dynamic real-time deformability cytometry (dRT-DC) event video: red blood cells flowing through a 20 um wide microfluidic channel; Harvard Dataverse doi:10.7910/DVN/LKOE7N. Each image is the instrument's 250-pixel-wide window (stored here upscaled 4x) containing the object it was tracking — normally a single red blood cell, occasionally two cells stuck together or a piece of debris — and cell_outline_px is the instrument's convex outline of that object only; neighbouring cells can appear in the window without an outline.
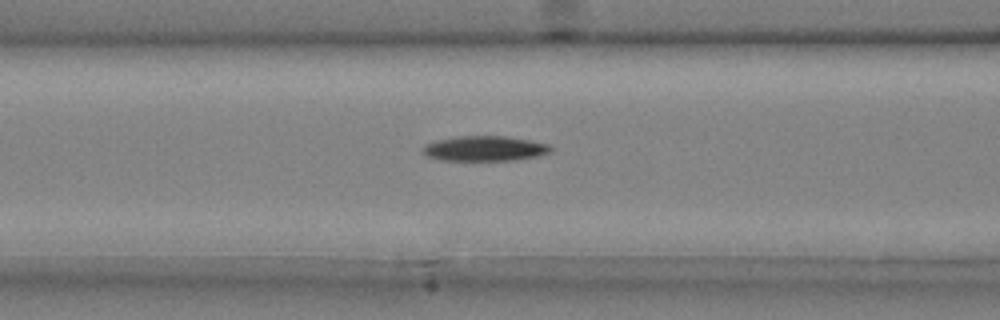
{"species": "common noctule bat (a hibernating species)", "species_latin": "Nyctalus noctula", "temperature_condition": "cold", "stored_images_in_passage": 47, "camera_frame_rate_fps": 3000, "um_per_image_px": 0.085, "animal": {"sex": "male", "body_mass_g": 20.4}, "frame": {"image": 1, "passage_image": 20, "time_ms": 6.333, "image_size_px": [1000, 320], "cell_outline_px": [[556, 148], [552, 152], [536, 156], [516, 160], [440, 160], [428, 156], [420, 152], [420, 148], [424, 144], [436, 140], [460, 136], [504, 136], [528, 140], [548, 144]], "centroid_in_image_um": [41.18, 12.62], "position_along_channel_um": 125.4, "area_um2": 18.84}}
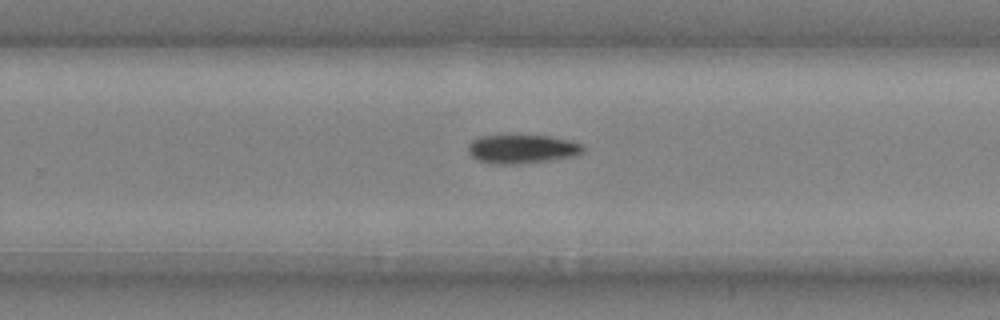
{"frame": {"image": 2, "passage_image": 32, "time_ms": 10.333, "image_size_px": [1000, 320], "cell_outline_px": [[584, 152], [576, 156], [520, 164], [492, 164], [476, 160], [468, 152], [468, 144], [472, 140], [480, 136], [548, 136], [568, 140], [580, 144], [584, 148]], "centroid_in_image_um": [44.34, 12.68], "position_along_channel_um": 285.5, "area_um2": 19.19}}
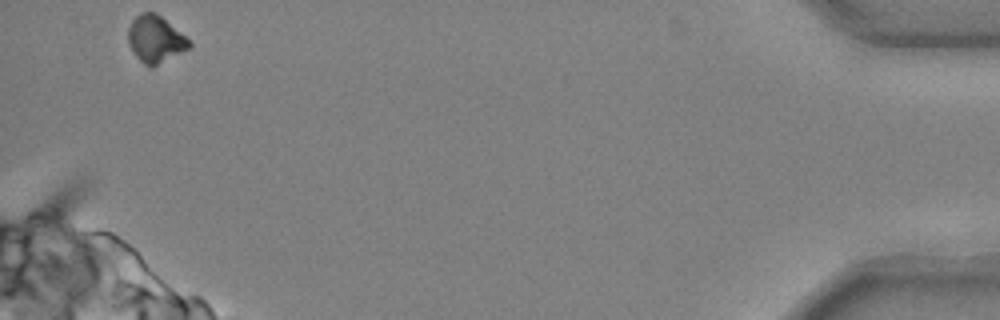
{"frame": {"image": 3, "passage_image": 47, "time_ms": 15.333, "image_size_px": [1000, 320], "cell_outline_px": [[192, 44], [188, 48], [152, 68], [144, 64], [136, 56], [128, 44], [128, 28], [132, 20], [140, 12], [156, 12], [184, 36]], "centroid_in_image_um": [13.16, 3.32], "position_along_channel_um": 422.0, "area_um2": 16.42}, "authors_computed_cell_mechanics": {"area_um2": 18.4382, "velocity_mm_per_s": 4.0071, "shape_relaxation_time_tau1_ms": 4.0902, "shape_relaxation_time_tau2_ms": null, "deformation_change_tau1": 0.1175, "deformation_change_tau2": null}}